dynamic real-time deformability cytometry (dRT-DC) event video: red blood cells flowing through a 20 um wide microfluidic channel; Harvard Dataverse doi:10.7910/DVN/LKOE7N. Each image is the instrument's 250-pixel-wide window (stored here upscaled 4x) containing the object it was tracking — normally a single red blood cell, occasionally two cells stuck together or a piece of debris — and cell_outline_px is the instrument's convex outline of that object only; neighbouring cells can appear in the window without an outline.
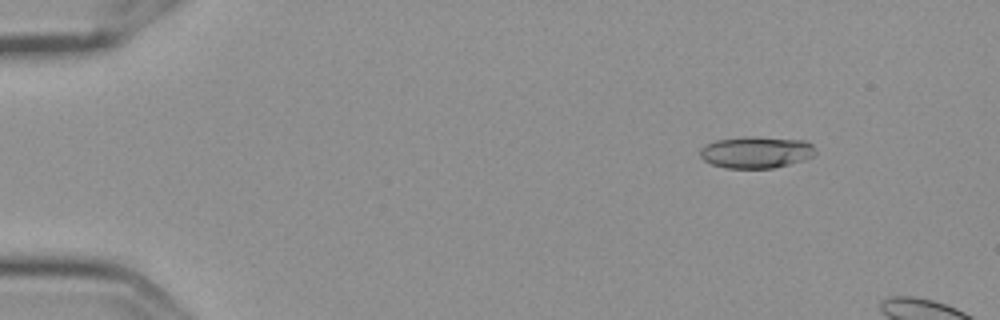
{"species": "Egyptian fruit bat (a non-hibernating species)", "species_latin": "Rousettus aegyptiacus", "temperature_condition": "cold", "stored_images_in_passage": 4, "camera_frame_rate_fps": 3000, "um_per_image_px": 0.085, "frame": {"image": 1, "passage_image": 2, "time_ms": 0.333, "image_size_px": [1000, 320], "cell_outline_px": [[816, 152], [812, 156], [804, 160], [772, 168], [728, 168], [712, 164], [704, 160], [700, 156], [700, 148], [716, 140], [744, 136], [748, 136], [804, 140], [812, 144]], "centroid_in_image_um": [64.27, 12.93], "position_along_channel_um": 20.7, "area_um2": 21.21}}